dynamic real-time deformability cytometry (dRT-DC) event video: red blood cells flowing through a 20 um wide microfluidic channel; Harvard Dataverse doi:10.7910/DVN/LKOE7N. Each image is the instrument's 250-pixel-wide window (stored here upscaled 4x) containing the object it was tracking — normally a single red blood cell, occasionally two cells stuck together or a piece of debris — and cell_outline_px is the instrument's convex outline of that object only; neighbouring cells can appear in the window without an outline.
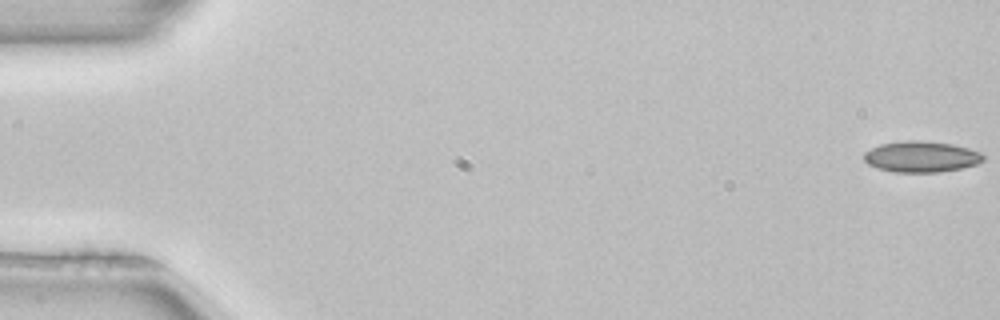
{"species": "common noctule bat (a hibernating species)", "species_latin": "Nyctalus noctula", "temperature_condition": "room temperature", "stored_images_in_passage": 52, "camera_frame_rate_fps": 3000, "um_per_image_px": 0.085, "animal": {"sex": "female", "body_mass_g": 22.7, "forearm_length_mm": 54.2}, "frame": {"image": 1, "passage_image": 1, "time_ms": 0.0, "image_size_px": [1000, 320], "cell_outline_px": [[984, 160], [976, 164], [960, 168], [940, 172], [896, 172], [876, 168], [868, 164], [864, 160], [864, 152], [880, 144], [908, 140], [920, 140], [952, 144], [968, 148], [980, 152], [984, 156]], "centroid_in_image_um": [78.29, 13.32], "position_along_channel_um": 6.7, "area_um2": 21.5}}
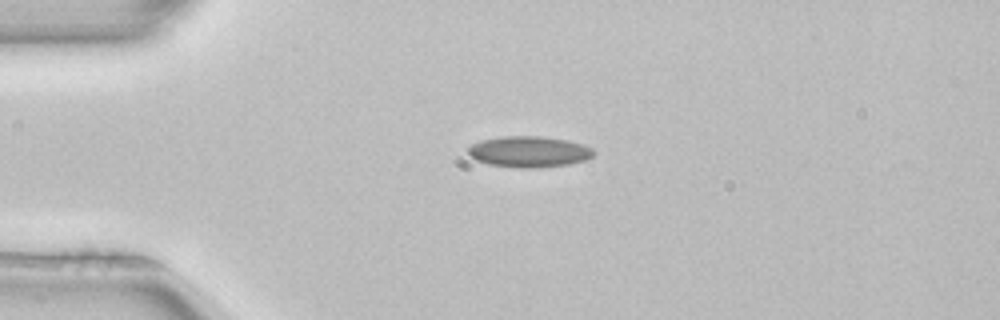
{"frame": {"image": 2, "passage_image": 13, "time_ms": 4.0, "image_size_px": [1000, 320], "cell_outline_px": [[596, 152], [588, 160], [568, 164], [540, 168], [516, 168], [488, 164], [476, 160], [468, 152], [468, 148], [472, 144], [484, 140], [504, 136], [540, 136], [568, 140], [584, 144], [592, 148]], "centroid_in_image_um": [45.02, 12.9], "position_along_channel_um": 40.0, "area_um2": 22.83}}
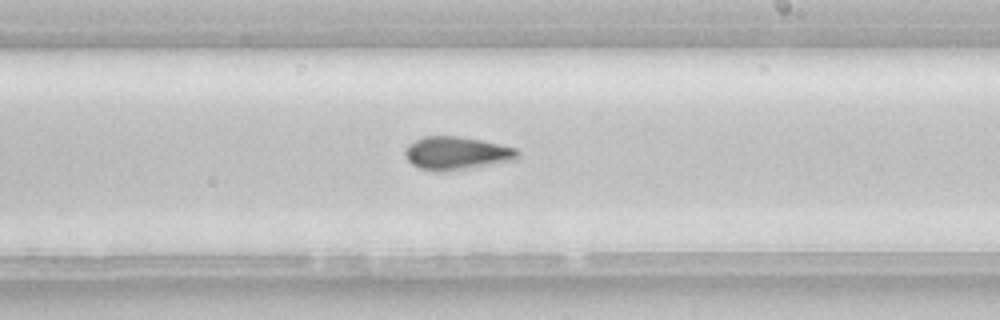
{"frame": {"image": 3, "passage_image": 31, "time_ms": 10.0, "image_size_px": [1000, 320], "cell_outline_px": [[520, 156], [516, 160], [440, 172], [420, 168], [412, 164], [404, 156], [404, 152], [408, 144], [424, 136], [456, 136], [480, 140], [516, 148], [520, 152]], "centroid_in_image_um": [38.8, 13.02], "position_along_channel_um": 250.2, "area_um2": 21.5}}